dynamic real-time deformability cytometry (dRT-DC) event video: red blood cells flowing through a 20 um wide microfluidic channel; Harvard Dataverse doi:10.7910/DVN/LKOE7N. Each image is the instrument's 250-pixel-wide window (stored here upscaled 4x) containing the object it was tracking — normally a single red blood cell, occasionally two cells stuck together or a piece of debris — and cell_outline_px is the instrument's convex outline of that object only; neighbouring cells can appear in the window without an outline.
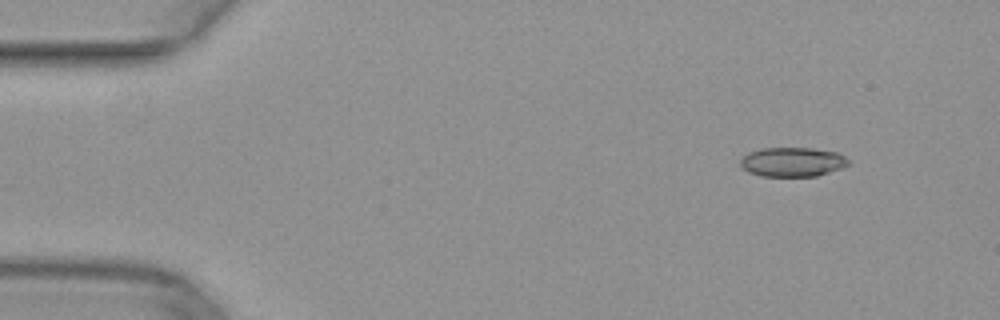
{"species": "common noctule bat (a hibernating species)", "species_latin": "Nyctalus noctula", "temperature_condition": "warm", "stored_images_in_passage": 50, "camera_frame_rate_fps": 3000, "um_per_image_px": 0.085, "animal": {"sex": "female", "body_mass_g": 29.2, "forearm_length_mm": 56.3}, "frame": {"image": 1, "passage_image": 5, "time_ms": 1.333, "image_size_px": [1000, 320], "cell_outline_px": [[848, 164], [840, 168], [816, 176], [760, 176], [748, 172], [740, 168], [740, 160], [748, 152], [764, 148], [812, 148], [836, 152], [844, 156], [848, 160]], "centroid_in_image_um": [67.3, 13.77], "position_along_channel_um": 17.7, "area_um2": 18.38}}
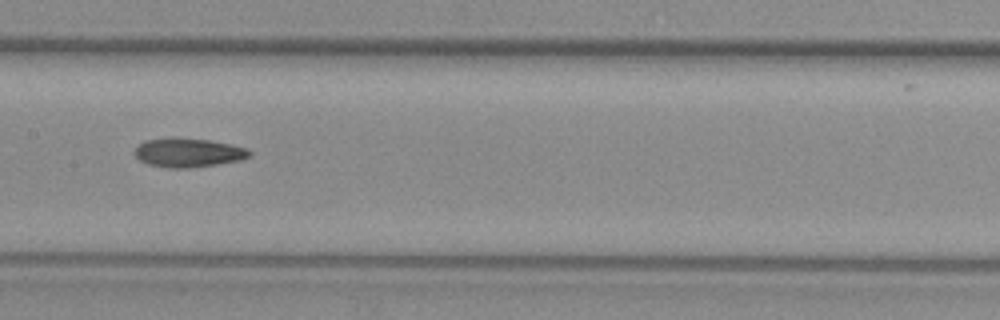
{"frame": {"image": 2, "passage_image": 25, "time_ms": 8.0, "image_size_px": [1000, 320], "cell_outline_px": [[252, 152], [248, 156], [240, 160], [216, 164], [188, 168], [172, 168], [148, 164], [140, 160], [136, 156], [136, 148], [144, 140], [172, 136], [176, 136], [208, 140], [228, 144], [244, 148]], "centroid_in_image_um": [15.95, 12.95], "position_along_channel_um": 191.4, "area_um2": 19.25}}
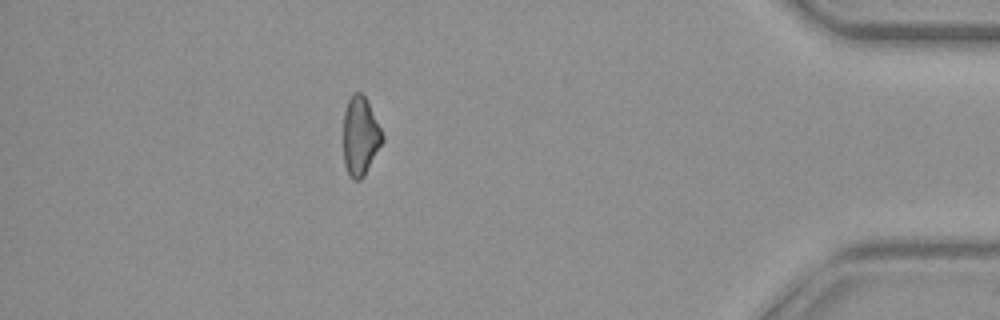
{"frame": {"image": 3, "passage_image": 44, "time_ms": 14.333, "image_size_px": [1000, 320], "cell_outline_px": [[384, 140], [364, 176], [360, 180], [352, 180], [348, 176], [344, 164], [344, 112], [348, 100], [356, 92], [360, 92], [364, 96], [384, 136]], "centroid_in_image_um": [30.61, 11.63], "position_along_channel_um": 404.6, "area_um2": 17.69}}